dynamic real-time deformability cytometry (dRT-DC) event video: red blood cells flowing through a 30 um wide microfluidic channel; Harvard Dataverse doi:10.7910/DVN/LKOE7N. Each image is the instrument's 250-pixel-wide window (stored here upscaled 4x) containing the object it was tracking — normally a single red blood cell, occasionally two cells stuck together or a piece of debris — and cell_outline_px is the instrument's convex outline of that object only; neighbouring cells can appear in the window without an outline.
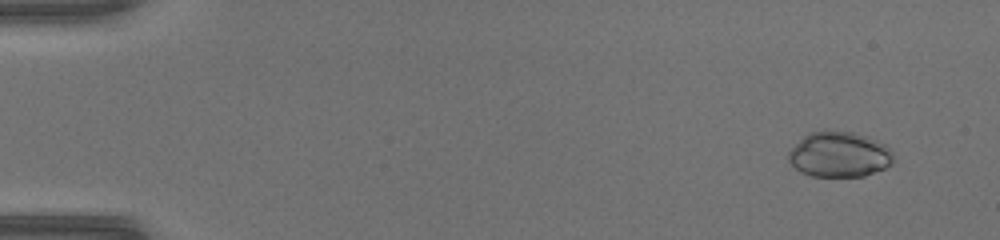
{"species": "common noctule bat (a hibernating species)", "species_latin": "Nyctalus noctula", "temperature_condition": "warm", "stored_images_in_passage": 50, "camera_frame_rate_fps": 3000, "um_per_image_px": 0.085, "animal": {"sex": "female", "body_mass_g": 17.0, "forearm_length_mm": 48.0}, "frame": {"image": 1, "passage_image": 4, "time_ms": 1.0, "image_size_px": [1000, 240], "cell_outline_px": [[892, 164], [884, 168], [864, 176], [812, 176], [800, 172], [788, 160], [788, 152], [804, 136], [812, 132], [852, 132], [876, 140], [884, 144], [892, 152]], "centroid_in_image_um": [71.33, 13.15], "position_along_channel_um": 13.7, "area_um2": 27.17}}
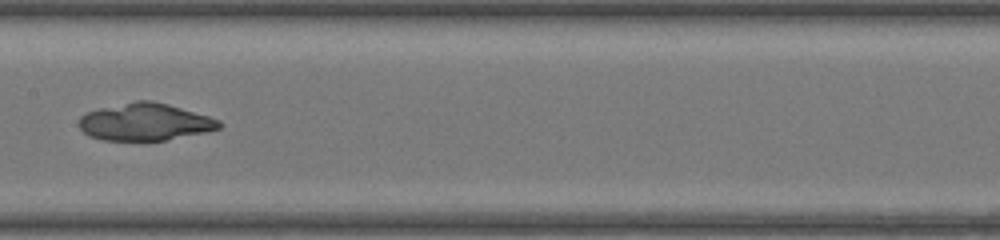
{"frame": {"image": 2, "passage_image": 27, "time_ms": 8.667, "image_size_px": [1000, 240], "cell_outline_px": [[224, 124], [220, 128], [204, 132], [164, 140], [104, 140], [88, 136], [80, 128], [80, 116], [88, 112], [100, 108], [136, 100], [152, 100], [168, 104], [208, 116], [220, 120]], "centroid_in_image_um": [12.33, 10.36], "position_along_channel_um": 195.1, "area_um2": 30.17}}
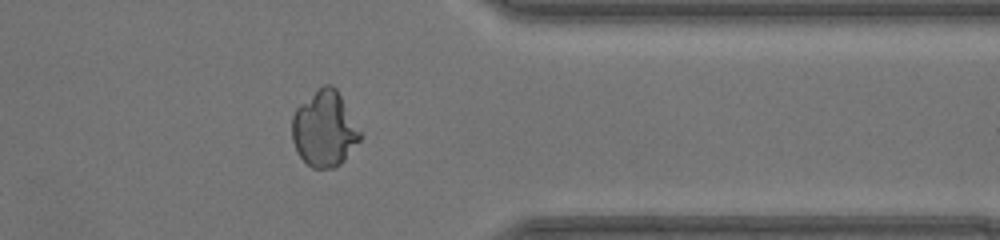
{"frame": {"image": 3, "passage_image": 41, "time_ms": 13.333, "image_size_px": [1000, 240], "cell_outline_px": [[360, 140], [344, 160], [340, 164], [332, 168], [312, 168], [300, 156], [292, 140], [292, 116], [296, 108], [300, 104], [324, 84], [332, 84], [336, 88], [360, 132]], "centroid_in_image_um": [27.55, 10.96], "position_along_channel_um": 383.8, "area_um2": 29.48}}